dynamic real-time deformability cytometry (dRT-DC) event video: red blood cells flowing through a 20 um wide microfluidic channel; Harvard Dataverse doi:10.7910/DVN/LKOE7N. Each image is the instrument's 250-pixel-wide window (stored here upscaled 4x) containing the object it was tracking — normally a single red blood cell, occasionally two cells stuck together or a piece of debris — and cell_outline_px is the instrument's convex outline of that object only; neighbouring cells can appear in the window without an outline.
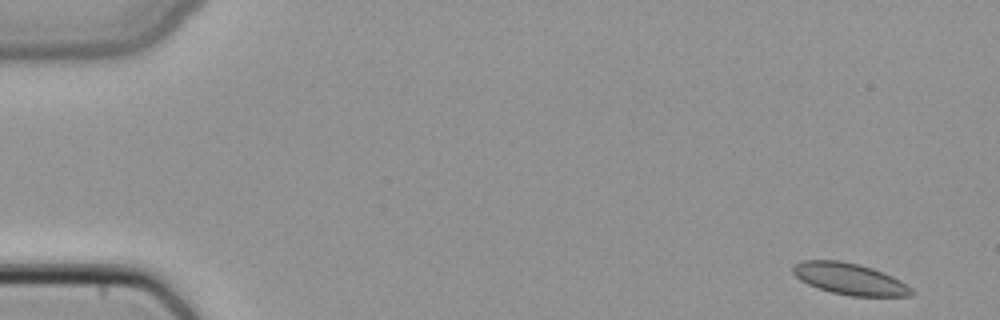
{"species": "common noctule bat (a hibernating species)", "species_latin": "Nyctalus noctula", "temperature_condition": "cold", "stored_images_in_passage": 4, "camera_frame_rate_fps": 3000, "um_per_image_px": 0.085, "animal": {"sex": "female", "body_mass_g": 22.7, "forearm_length_mm": 54.2}, "frame": {"image": 1, "passage_image": 1, "time_ms": 0.0, "image_size_px": [1000, 320], "cell_outline_px": [[916, 292], [912, 296], [852, 296], [832, 292], [808, 284], [800, 280], [792, 272], [792, 268], [796, 264], [804, 260], [840, 260], [860, 264], [872, 268], [892, 276], [900, 280], [912, 288]], "centroid_in_image_um": [72.25, 23.7], "position_along_channel_um": 12.7, "area_um2": 21.73}}
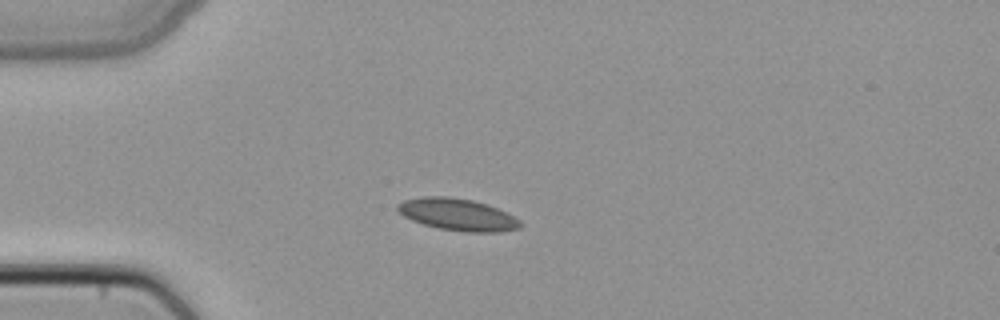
{"frame": {"image": 2, "passage_image": 4, "time_ms": 1.0, "image_size_px": [1000, 320], "cell_outline_px": [[520, 228], [500, 232], [464, 232], [440, 228], [424, 224], [412, 220], [396, 212], [396, 204], [404, 200], [424, 196], [448, 196], [472, 200], [488, 204], [520, 220]], "centroid_in_image_um": [38.85, 18.23], "position_along_channel_um": 46.2, "area_um2": 22.83}}